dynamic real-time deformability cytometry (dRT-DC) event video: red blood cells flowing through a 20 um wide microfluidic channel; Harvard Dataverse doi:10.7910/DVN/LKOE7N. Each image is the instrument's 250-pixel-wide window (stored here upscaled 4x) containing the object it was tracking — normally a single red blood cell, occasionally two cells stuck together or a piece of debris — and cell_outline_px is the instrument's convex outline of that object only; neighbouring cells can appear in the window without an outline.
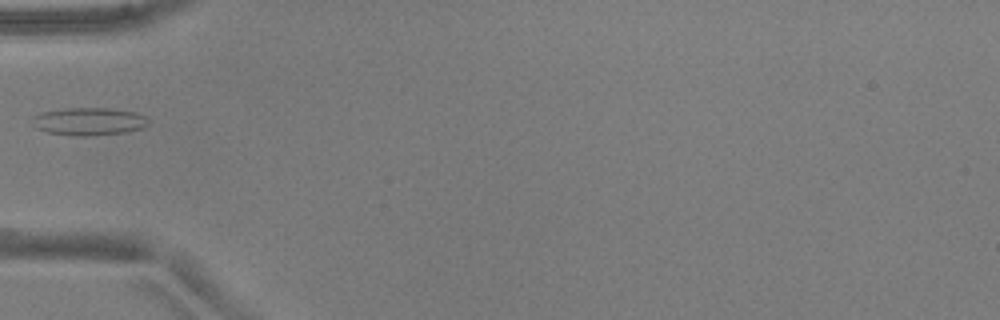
{"species": "common noctule bat (a hibernating species)", "species_latin": "Nyctalus noctula", "temperature_condition": "warm", "stored_images_in_passage": 4, "camera_frame_rate_fps": 3000, "um_per_image_px": 0.085, "animal": {"sex": "male", "body_mass_g": 17.9, "forearm_length_mm": 54.2}, "frame": {"image": 1, "passage_image": 1, "time_ms": 0.0, "image_size_px": [1000, 320], "cell_outline_px": [[148, 124], [140, 128], [124, 132], [88, 136], [76, 136], [48, 132], [36, 128], [32, 116], [44, 112], [64, 108], [112, 108], [136, 112], [148, 116]], "centroid_in_image_um": [7.59, 10.31], "position_along_channel_um": 77.4, "area_um2": 18.67}}